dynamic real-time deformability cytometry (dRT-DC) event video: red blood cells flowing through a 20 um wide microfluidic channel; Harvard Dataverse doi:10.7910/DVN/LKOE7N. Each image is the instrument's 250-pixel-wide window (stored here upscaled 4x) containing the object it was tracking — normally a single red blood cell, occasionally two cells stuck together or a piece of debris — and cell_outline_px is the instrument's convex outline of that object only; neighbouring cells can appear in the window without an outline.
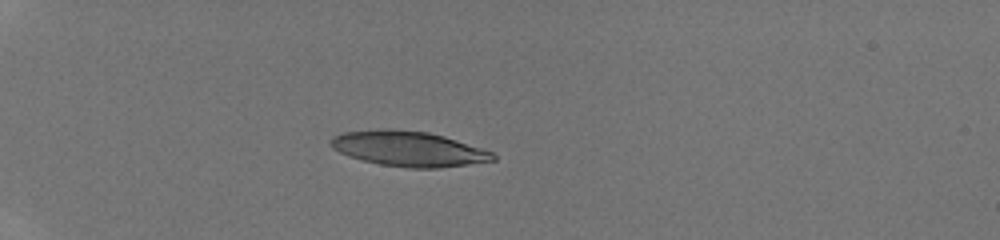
{"species": "human", "species_latin": "Homo sapiens", "temperature_condition": "room temperature", "stored_images_in_passage": 32, "camera_frame_rate_fps": 3000, "um_per_image_px": 0.085, "donor": {"sex": "male"}, "frame": {"image": 1, "passage_image": 1, "time_ms": 0.0, "image_size_px": [1000, 240], "cell_outline_px": [[496, 160], [440, 168], [408, 168], [380, 164], [348, 156], [332, 148], [328, 144], [332, 136], [344, 132], [384, 128], [388, 128], [428, 132], [444, 136], [492, 152], [496, 156]], "centroid_in_image_um": [34.69, 12.64], "position_along_channel_um": 50.3, "area_um2": 33.18}}
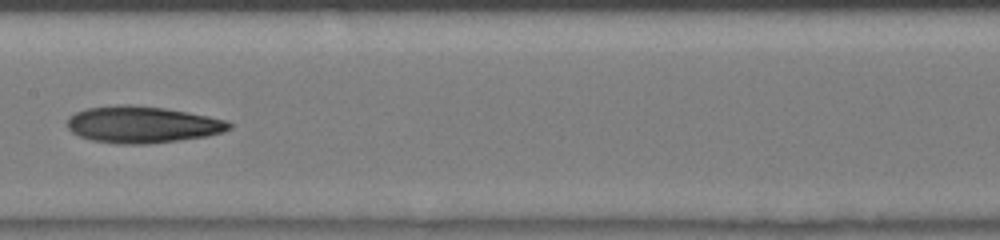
{"frame": {"image": 2, "passage_image": 13, "time_ms": 4.0, "image_size_px": [1000, 240], "cell_outline_px": [[232, 128], [224, 132], [208, 136], [180, 140], [148, 144], [120, 144], [92, 140], [80, 136], [72, 132], [68, 128], [68, 116], [76, 112], [88, 108], [120, 104], [128, 104], [164, 108], [188, 112], [228, 120], [232, 124]], "centroid_in_image_um": [12.14, 10.59], "position_along_channel_um": 195.3, "area_um2": 34.74}}
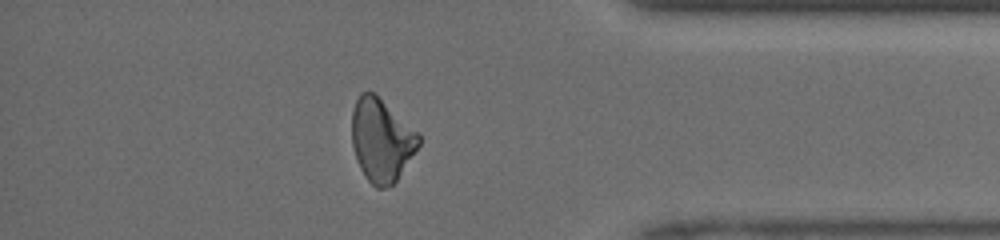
{"frame": {"image": 3, "passage_image": 27, "time_ms": 8.667, "image_size_px": [1000, 240], "cell_outline_px": [[420, 144], [396, 180], [392, 184], [384, 188], [376, 188], [368, 180], [360, 168], [356, 160], [352, 144], [352, 112], [356, 100], [360, 92], [376, 92], [420, 136]], "centroid_in_image_um": [32.39, 11.88], "position_along_channel_um": 402.8, "area_um2": 32.08}}